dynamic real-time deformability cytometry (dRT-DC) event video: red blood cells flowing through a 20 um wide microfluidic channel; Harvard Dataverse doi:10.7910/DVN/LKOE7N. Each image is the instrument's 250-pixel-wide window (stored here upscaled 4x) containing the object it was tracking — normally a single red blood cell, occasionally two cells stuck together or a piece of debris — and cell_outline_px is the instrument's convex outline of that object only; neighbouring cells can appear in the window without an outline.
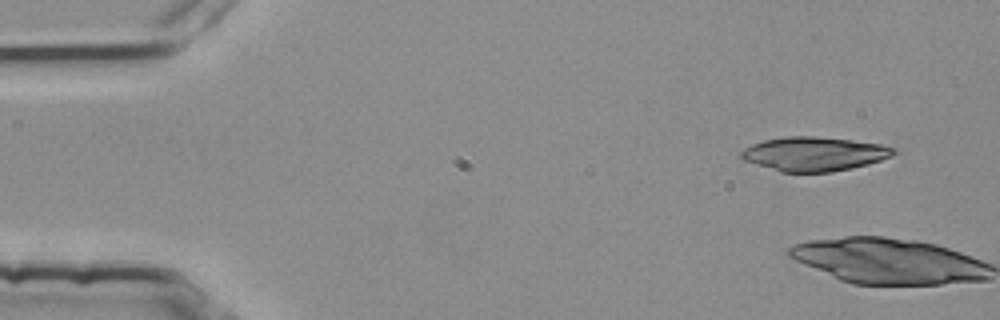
{"species": "common noctule bat (a hibernating species)", "species_latin": "Nyctalus noctula", "temperature_condition": "room temperature", "stored_images_in_passage": 5, "camera_frame_rate_fps": 3000, "um_per_image_px": 0.085, "animal": {"sex": "female", "body_mass_g": 25.1}, "frame": {"image": 1, "passage_image": 1, "time_ms": 0.0, "image_size_px": [1000, 320], "cell_outline_px": [[896, 152], [892, 156], [868, 164], [852, 168], [832, 172], [780, 172], [740, 160], [740, 152], [744, 148], [752, 144], [764, 140], [788, 136], [808, 136], [852, 140], [880, 144], [896, 148]], "centroid_in_image_um": [69.16, 13.09], "position_along_channel_um": 15.8, "area_um2": 30.4}}